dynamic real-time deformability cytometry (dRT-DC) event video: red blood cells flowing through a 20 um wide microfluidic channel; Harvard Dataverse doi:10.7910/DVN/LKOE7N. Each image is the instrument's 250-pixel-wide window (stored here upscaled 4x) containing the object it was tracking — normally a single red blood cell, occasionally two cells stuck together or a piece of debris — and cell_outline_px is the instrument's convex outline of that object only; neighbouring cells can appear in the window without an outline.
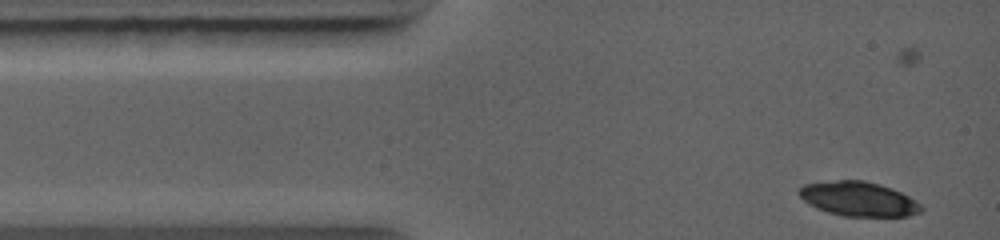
{"species": "common noctule bat (a hibernating species)", "species_latin": "Nyctalus noctula", "temperature_condition": "warm", "stored_images_in_passage": 5, "camera_frame_rate_fps": 5000, "um_per_image_px": 0.085, "animal": {"sex": "female", "body_mass_g": 19.0, "forearm_length_mm": 56.7}, "frame": {"image": 1, "passage_image": 2, "time_ms": 0.6, "image_size_px": [1000, 240], "cell_outline_px": [[924, 208], [920, 212], [908, 216], [844, 216], [828, 212], [816, 208], [808, 204], [796, 192], [804, 184], [836, 180], [864, 180], [880, 184], [892, 188], [916, 200]], "centroid_in_image_um": [72.97, 16.9], "position_along_channel_um": 12.0, "area_um2": 24.57}}